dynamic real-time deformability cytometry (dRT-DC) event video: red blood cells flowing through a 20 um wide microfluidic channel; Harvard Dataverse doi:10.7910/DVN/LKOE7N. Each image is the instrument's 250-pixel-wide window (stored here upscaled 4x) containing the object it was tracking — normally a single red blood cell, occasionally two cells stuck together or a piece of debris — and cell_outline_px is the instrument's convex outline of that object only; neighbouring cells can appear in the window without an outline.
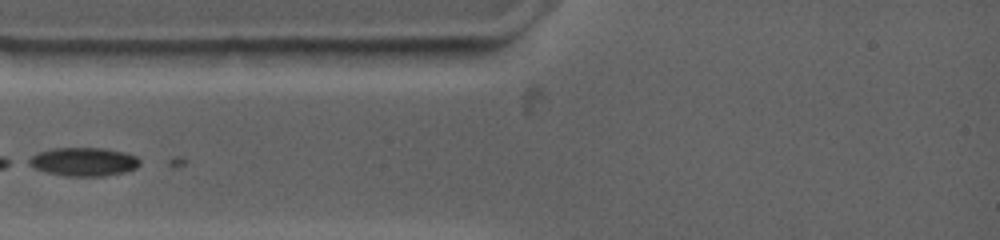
{"species": "common noctule bat (a hibernating species)", "species_latin": "Nyctalus noctula", "temperature_condition": "warm", "stored_images_in_passage": 9, "camera_frame_rate_fps": 4500, "um_per_image_px": 0.085, "animal": {"sex": "female", "body_mass_g": 19.0, "forearm_length_mm": 53.3}, "frame": {"image": 1, "passage_image": 1, "time_ms": 0.0, "image_size_px": [1000, 240], "cell_outline_px": [[140, 164], [136, 168], [124, 172], [104, 176], [64, 176], [48, 172], [36, 168], [28, 164], [24, 160], [40, 152], [52, 148], [100, 148], [124, 152], [136, 156], [140, 160]], "centroid_in_image_um": [7.1, 13.75], "position_along_channel_um": 77.9, "area_um2": 18.38}}